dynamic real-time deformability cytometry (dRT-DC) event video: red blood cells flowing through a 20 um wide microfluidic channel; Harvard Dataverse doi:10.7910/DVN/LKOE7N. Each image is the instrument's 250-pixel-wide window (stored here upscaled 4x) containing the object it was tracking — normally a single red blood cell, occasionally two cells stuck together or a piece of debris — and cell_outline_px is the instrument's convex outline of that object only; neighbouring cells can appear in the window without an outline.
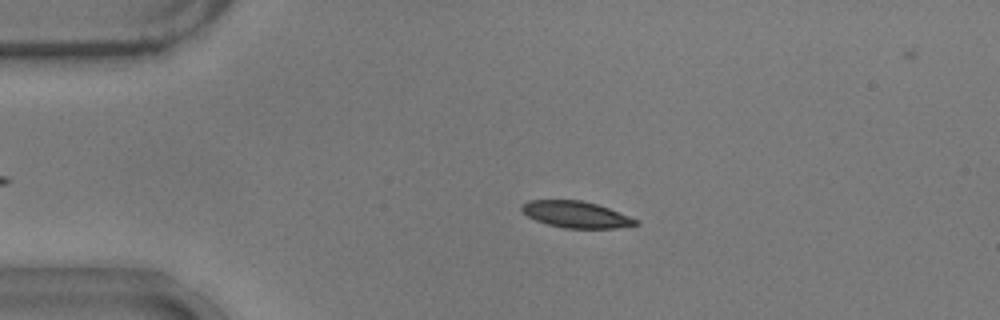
{"species": "common noctule bat (a hibernating species)", "species_latin": "Nyctalus noctula", "temperature_condition": "warm", "stored_images_in_passage": 47, "camera_frame_rate_fps": 3000, "um_per_image_px": 0.085, "animal": {"sex": "male", "body_mass_g": 17.9}, "frame": {"image": 1, "passage_image": 11, "time_ms": 3.333, "image_size_px": [1000, 320], "cell_outline_px": [[640, 224], [616, 228], [564, 228], [548, 224], [536, 220], [528, 216], [520, 208], [528, 200], [580, 200], [596, 204], [608, 208], [628, 216], [636, 220]], "centroid_in_image_um": [48.95, 18.23], "position_along_channel_um": 36.1, "area_um2": 17.28}}
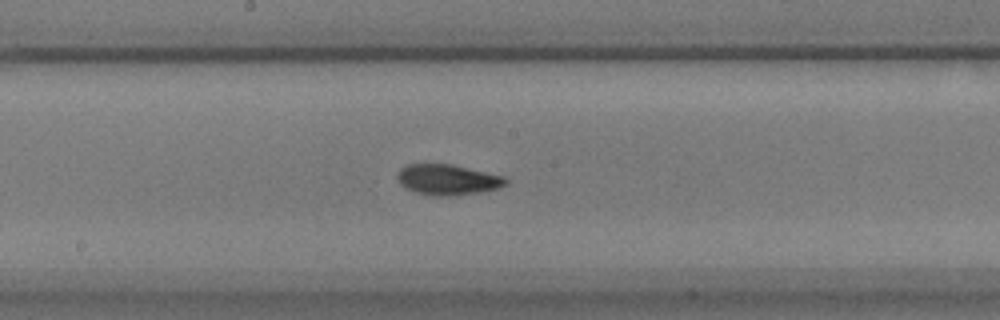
{"frame": {"image": 2, "passage_image": 28, "time_ms": 9.0, "image_size_px": [1000, 320], "cell_outline_px": [[508, 184], [500, 188], [484, 192], [456, 196], [432, 196], [416, 192], [404, 188], [400, 184], [396, 176], [400, 168], [408, 164], [452, 164], [504, 176], [508, 180]], "centroid_in_image_um": [38.07, 15.29], "position_along_channel_um": 210.1, "area_um2": 19.71}}
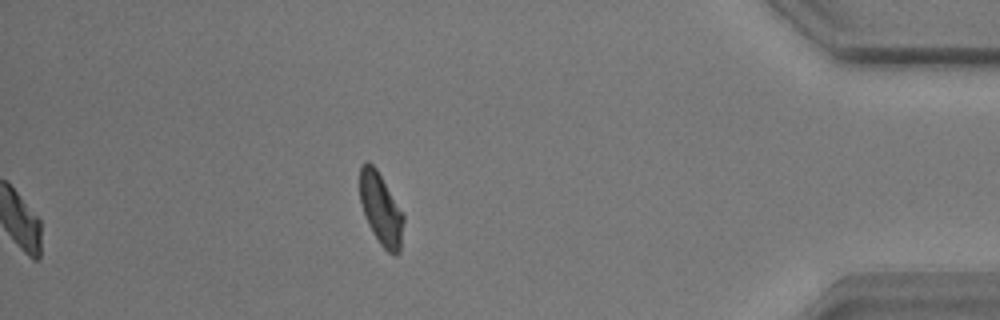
{"frame": {"image": 3, "passage_image": 47, "time_ms": 15.333, "image_size_px": [1000, 320], "cell_outline_px": [[404, 220], [400, 252], [396, 256], [388, 252], [380, 244], [372, 232], [364, 216], [360, 200], [360, 168], [368, 160], [376, 168], [404, 216]], "centroid_in_image_um": [32.37, 17.81], "position_along_channel_um": 402.8, "area_um2": 18.09}, "authors_computed_cell_mechanics": {"area_um2": 18.3226, "velocity_mm_per_s": 3.7143, "shape_relaxation_time_tau1_ms": 2.8251, "shape_relaxation_time_tau2_ms": 2.551, "deformation_change_tau1": 0.1192, "deformation_change_tau2": 0.0766}}